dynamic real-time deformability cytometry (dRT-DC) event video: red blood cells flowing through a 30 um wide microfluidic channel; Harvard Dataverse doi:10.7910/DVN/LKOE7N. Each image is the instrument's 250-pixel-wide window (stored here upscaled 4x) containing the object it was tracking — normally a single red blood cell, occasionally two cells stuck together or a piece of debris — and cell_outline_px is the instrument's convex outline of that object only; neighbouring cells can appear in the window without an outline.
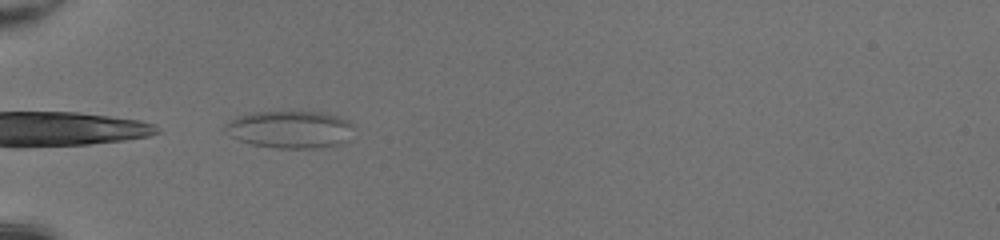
{"species": "common noctule bat (a hibernating species)", "species_latin": "Nyctalus noctula", "temperature_condition": "room temperature", "stored_images_in_passage": 4, "camera_frame_rate_fps": 3000, "um_per_image_px": 0.085, "animal": {"sex": "female", "body_mass_g": 20.0, "forearm_length_mm": 54.0}, "frame": {"image": 1, "passage_image": 1, "time_ms": 0.0, "image_size_px": [1000, 240], "cell_outline_px": [[352, 124], [348, 140], [336, 144], [316, 148], [276, 148], [252, 144], [240, 140], [232, 136], [224, 128], [224, 124], [228, 120], [236, 116], [252, 112], [300, 108], [324, 112], [348, 120]], "centroid_in_image_um": [24.62, 10.93], "position_along_channel_um": 60.4, "area_um2": 28.84}}